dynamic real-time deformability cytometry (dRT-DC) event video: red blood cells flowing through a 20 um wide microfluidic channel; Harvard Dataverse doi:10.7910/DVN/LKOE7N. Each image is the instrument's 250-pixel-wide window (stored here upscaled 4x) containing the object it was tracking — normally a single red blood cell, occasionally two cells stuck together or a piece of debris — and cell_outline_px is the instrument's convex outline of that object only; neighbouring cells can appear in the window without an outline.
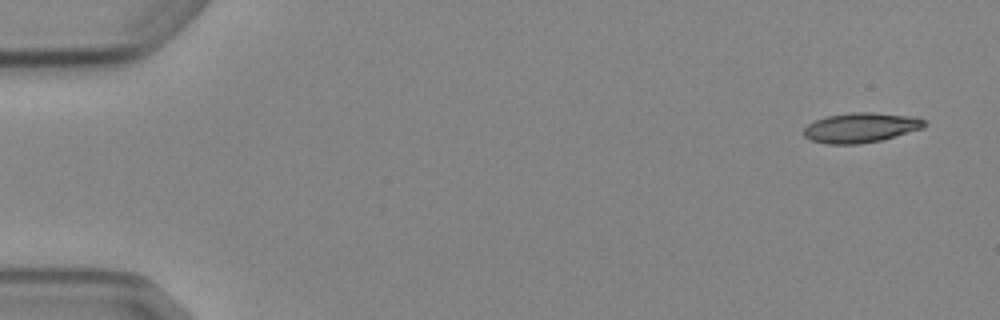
{"species": "Egyptian fruit bat (a non-hibernating species)", "species_latin": "Rousettus aegyptiacus", "temperature_condition": "cold", "stored_images_in_passage": 8, "camera_frame_rate_fps": 3000, "um_per_image_px": 0.085, "animal": {"sex": "female"}, "frame": {"image": 1, "passage_image": 1, "time_ms": 0.0, "image_size_px": [1000, 320], "cell_outline_px": [[924, 128], [880, 140], [860, 144], [828, 144], [812, 140], [804, 136], [804, 128], [808, 124], [816, 120], [828, 116], [852, 112], [872, 112], [912, 116], [924, 120]], "centroid_in_image_um": [73.15, 10.85], "position_along_channel_um": 11.8, "area_um2": 20.75}}
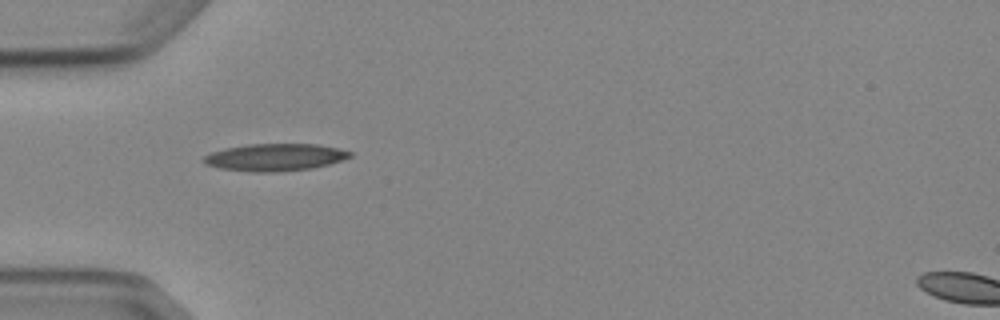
{"frame": {"image": 2, "passage_image": 5, "time_ms": 4.667, "image_size_px": [1000, 320], "cell_outline_px": [[352, 156], [328, 164], [312, 168], [276, 172], [252, 172], [220, 168], [204, 164], [200, 160], [204, 156], [212, 152], [224, 148], [248, 144], [316, 144], [336, 148], [352, 152]], "centroid_in_image_um": [23.31, 13.37], "position_along_channel_um": 61.7, "area_um2": 23.18}}
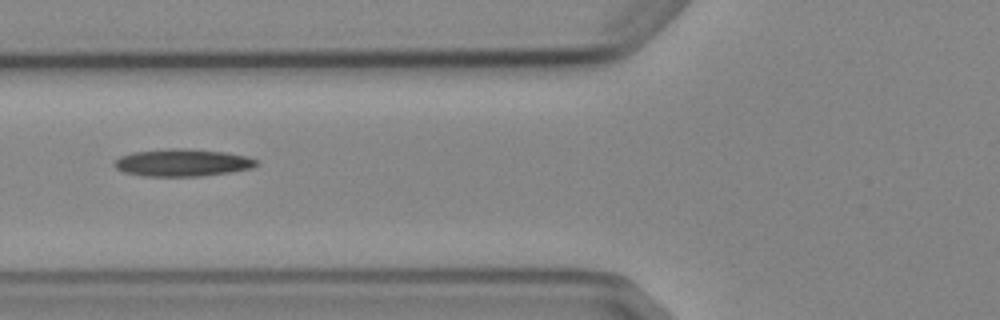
{"frame": {"image": 3, "passage_image": 6, "time_ms": 6.0, "image_size_px": [1000, 320], "cell_outline_px": [[260, 164], [252, 168], [232, 172], [200, 176], [144, 176], [124, 172], [116, 168], [112, 164], [120, 156], [132, 152], [172, 148], [184, 148], [224, 152], [244, 156], [256, 160]], "centroid_in_image_um": [15.49, 13.83], "position_along_channel_um": 110.3, "area_um2": 22.6}}